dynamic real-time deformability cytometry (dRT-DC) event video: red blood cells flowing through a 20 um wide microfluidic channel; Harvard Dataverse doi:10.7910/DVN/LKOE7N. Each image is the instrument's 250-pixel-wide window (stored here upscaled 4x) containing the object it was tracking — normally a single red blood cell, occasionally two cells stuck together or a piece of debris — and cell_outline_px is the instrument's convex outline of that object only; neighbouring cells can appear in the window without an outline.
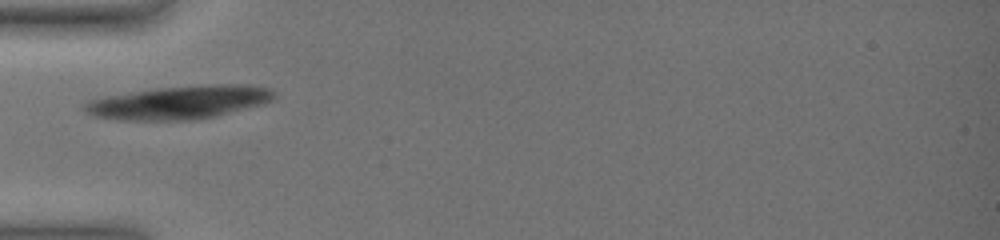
{"species": "common noctule bat (a hibernating species)", "species_latin": "Nyctalus noctula", "temperature_condition": "warm", "stored_images_in_passage": 2, "camera_frame_rate_fps": 3000, "um_per_image_px": 0.085, "animal": {"sex": "female", "body_mass_g": 19.0, "forearm_length_mm": 51.5}, "frame": {"image": 1, "passage_image": 1, "time_ms": 0.0, "image_size_px": [1000, 240], "cell_outline_px": [[276, 96], [272, 100], [264, 104], [216, 116], [192, 120], [116, 120], [92, 116], [84, 112], [84, 104], [88, 100], [108, 96], [156, 88], [216, 84], [248, 84], [268, 88], [276, 92]], "centroid_in_image_um": [15.26, 8.71], "position_along_channel_um": 69.7, "area_um2": 36.93}}